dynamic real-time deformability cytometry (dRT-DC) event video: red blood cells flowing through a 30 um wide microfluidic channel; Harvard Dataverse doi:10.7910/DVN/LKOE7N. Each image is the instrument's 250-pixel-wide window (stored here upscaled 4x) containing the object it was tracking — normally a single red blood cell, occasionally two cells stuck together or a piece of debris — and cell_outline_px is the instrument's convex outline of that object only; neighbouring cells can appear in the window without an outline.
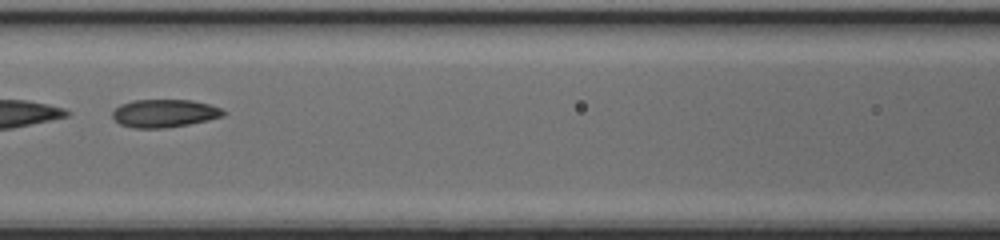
{"species": "common noctule bat (a hibernating species)", "species_latin": "Nyctalus noctula", "temperature_condition": "cold", "stored_images_in_passage": 41, "camera_frame_rate_fps": 3000, "um_per_image_px": 0.085, "animal": {"sex": "female", "body_mass_g": 17.0, "forearm_length_mm": 48.0}, "frame": {"image": 1, "passage_image": 16, "time_ms": 5.0, "image_size_px": [1000, 240], "cell_outline_px": [[228, 112], [224, 116], [208, 120], [188, 124], [164, 128], [132, 128], [120, 124], [112, 116], [112, 112], [120, 104], [132, 100], [192, 100], [208, 104], [220, 108]], "centroid_in_image_um": [13.98, 9.63], "position_along_channel_um": 152.6, "area_um2": 18.09}}
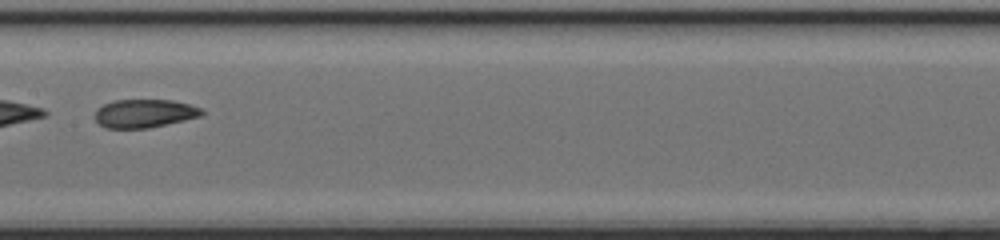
{"frame": {"image": 2, "passage_image": 19, "time_ms": 6.0, "image_size_px": [1000, 240], "cell_outline_px": [[204, 112], [200, 116], [184, 120], [148, 128], [108, 128], [100, 124], [96, 120], [96, 108], [112, 100], [172, 100], [188, 104], [200, 108]], "centroid_in_image_um": [12.25, 9.63], "position_along_channel_um": 195.1, "area_um2": 17.46}, "authors_computed_cell_mechanics": {"area_um2": 19.0162, "velocity_mm_per_s": 4.2522, "shape_relaxation_time_tau1_ms": null, "shape_relaxation_time_tau2_ms": 3.8404, "deformation_change_tau1": null, "deformation_change_tau2": 0.0557}}